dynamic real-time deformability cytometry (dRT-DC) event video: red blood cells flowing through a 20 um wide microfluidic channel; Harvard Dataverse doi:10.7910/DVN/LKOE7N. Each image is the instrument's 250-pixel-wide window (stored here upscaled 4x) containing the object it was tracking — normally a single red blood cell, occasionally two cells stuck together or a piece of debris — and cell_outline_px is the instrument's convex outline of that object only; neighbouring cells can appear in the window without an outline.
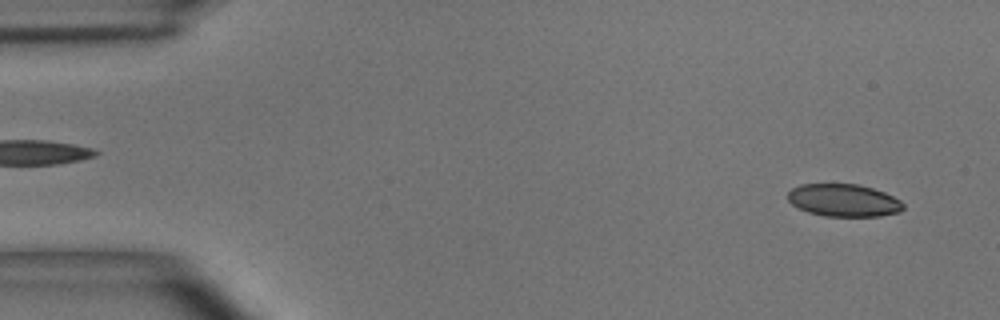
{"species": "common noctule bat (a hibernating species)", "species_latin": "Nyctalus noctula", "temperature_condition": "room temperature", "stored_images_in_passage": 6, "camera_frame_rate_fps": 3000, "um_per_image_px": 0.085, "animal": {"sex": "male", "body_mass_g": 15.6}, "frame": {"image": 1, "passage_image": 3, "time_ms": 0.667, "image_size_px": [1000, 320], "cell_outline_px": [[904, 208], [900, 212], [880, 216], [824, 216], [808, 212], [792, 204], [788, 200], [788, 192], [792, 188], [800, 184], [856, 184], [872, 188], [884, 192], [900, 200], [904, 204]], "centroid_in_image_um": [71.72, 17.03], "position_along_channel_um": 13.3, "area_um2": 21.85}}